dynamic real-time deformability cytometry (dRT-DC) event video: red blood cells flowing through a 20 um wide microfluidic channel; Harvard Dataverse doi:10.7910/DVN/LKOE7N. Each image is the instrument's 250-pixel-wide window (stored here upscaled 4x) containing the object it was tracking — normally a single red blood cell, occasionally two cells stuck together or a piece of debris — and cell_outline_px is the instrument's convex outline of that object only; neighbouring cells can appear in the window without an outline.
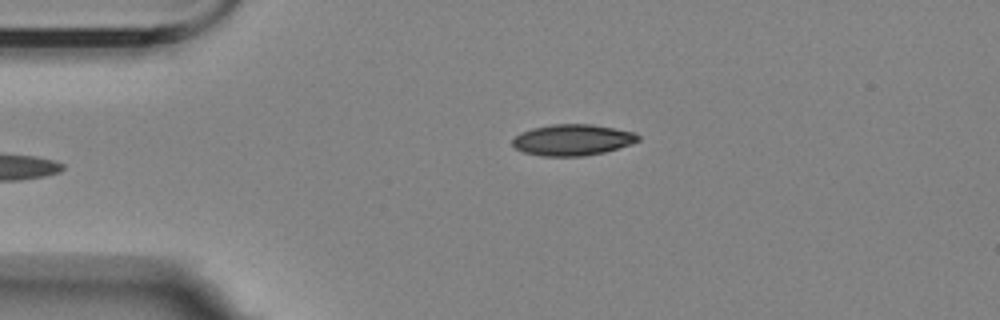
{"species": "Egyptian fruit bat (a non-hibernating species)", "species_latin": "Rousettus aegyptiacus", "temperature_condition": "room temperature", "stored_images_in_passage": 5, "camera_frame_rate_fps": 3000, "um_per_image_px": 0.085, "animal": {"sex": "female"}, "frame": {"image": 1, "passage_image": 5, "time_ms": 4.667, "image_size_px": [1000, 320], "cell_outline_px": [[640, 140], [632, 144], [604, 152], [584, 156], [540, 156], [524, 152], [516, 148], [512, 144], [512, 140], [520, 132], [532, 128], [552, 124], [592, 124], [632, 132], [640, 136]], "centroid_in_image_um": [48.65, 11.89], "position_along_channel_um": 36.4, "area_um2": 22.77}}